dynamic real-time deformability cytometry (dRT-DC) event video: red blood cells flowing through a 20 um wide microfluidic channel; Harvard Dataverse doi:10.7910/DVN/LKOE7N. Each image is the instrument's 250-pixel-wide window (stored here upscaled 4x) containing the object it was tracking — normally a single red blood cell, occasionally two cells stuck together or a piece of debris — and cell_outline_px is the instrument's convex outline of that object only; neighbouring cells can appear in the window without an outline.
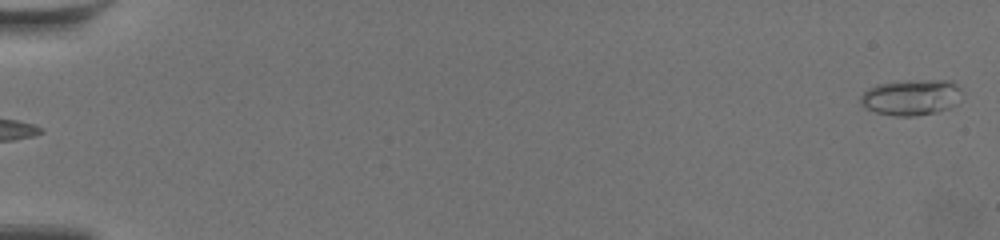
{"species": "common noctule bat (a hibernating species)", "species_latin": "Nyctalus noctula", "temperature_condition": "warm", "stored_images_in_passage": 60, "camera_frame_rate_fps": 3000, "um_per_image_px": 0.085, "animal": {"sex": "female", "body_mass_g": 19.5, "forearm_length_mm": 54.1}, "frame": {"image": 1, "passage_image": 1, "time_ms": 0.0, "image_size_px": [1000, 240], "cell_outline_px": [[964, 100], [948, 108], [936, 112], [912, 116], [892, 116], [876, 112], [860, 104], [860, 96], [868, 88], [876, 84], [904, 80], [952, 80], [960, 88]], "centroid_in_image_um": [77.49, 8.26], "position_along_channel_um": 7.5, "area_um2": 21.56}}
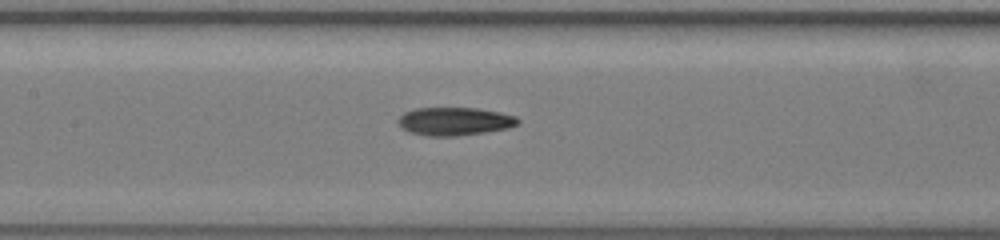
{"frame": {"image": 2, "passage_image": 31, "time_ms": 10.0, "image_size_px": [1000, 240], "cell_outline_px": [[520, 124], [508, 128], [484, 132], [456, 136], [428, 136], [408, 132], [400, 128], [396, 120], [404, 112], [416, 108], [476, 108], [500, 112], [516, 116], [520, 120]], "centroid_in_image_um": [38.62, 10.31], "position_along_channel_um": 168.8, "area_um2": 19.83}}
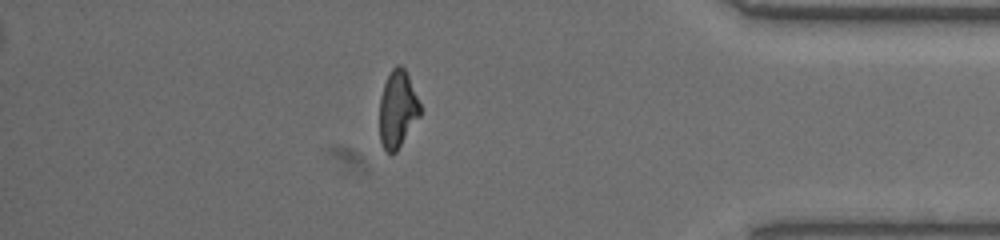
{"frame": {"image": 3, "passage_image": 53, "time_ms": 17.333, "image_size_px": [1000, 240], "cell_outline_px": [[420, 116], [396, 152], [388, 152], [384, 148], [380, 140], [380, 96], [384, 84], [392, 68], [396, 64], [400, 64], [404, 68], [408, 76], [420, 104]], "centroid_in_image_um": [33.79, 9.27], "position_along_channel_um": 401.4, "area_um2": 17.98}, "authors_computed_cell_mechanics": {"area_um2": 19.363, "velocity_mm_per_s": 3.5598, "shape_relaxation_time_tau1_ms": null, "shape_relaxation_time_tau2_ms": 2.7252, "deformation_change_tau1": null, "deformation_change_tau2": 0.1003}}